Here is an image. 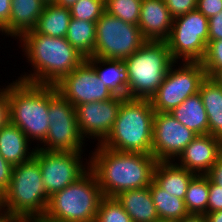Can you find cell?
<instances>
[{"label":"cell","mask_w":222,"mask_h":222,"mask_svg":"<svg viewBox=\"0 0 222 222\" xmlns=\"http://www.w3.org/2000/svg\"><path fill=\"white\" fill-rule=\"evenodd\" d=\"M88 156L93 172L104 196L115 197L121 192L149 187L158 162L152 155L121 152L96 144Z\"/></svg>","instance_id":"1"},{"label":"cell","mask_w":222,"mask_h":222,"mask_svg":"<svg viewBox=\"0 0 222 222\" xmlns=\"http://www.w3.org/2000/svg\"><path fill=\"white\" fill-rule=\"evenodd\" d=\"M18 40L28 60L26 62L33 67L29 73L20 74V81L55 85L86 59L66 37L45 36L33 29L25 32Z\"/></svg>","instance_id":"2"},{"label":"cell","mask_w":222,"mask_h":222,"mask_svg":"<svg viewBox=\"0 0 222 222\" xmlns=\"http://www.w3.org/2000/svg\"><path fill=\"white\" fill-rule=\"evenodd\" d=\"M48 202L39 162L32 157L13 166L10 186L1 197L2 213L13 222H39Z\"/></svg>","instance_id":"3"},{"label":"cell","mask_w":222,"mask_h":222,"mask_svg":"<svg viewBox=\"0 0 222 222\" xmlns=\"http://www.w3.org/2000/svg\"><path fill=\"white\" fill-rule=\"evenodd\" d=\"M154 113L150 99L125 98L110 134L100 145L152 155Z\"/></svg>","instance_id":"4"},{"label":"cell","mask_w":222,"mask_h":222,"mask_svg":"<svg viewBox=\"0 0 222 222\" xmlns=\"http://www.w3.org/2000/svg\"><path fill=\"white\" fill-rule=\"evenodd\" d=\"M8 99L10 122L24 132L30 143L41 146L50 126L49 85L16 79L8 83Z\"/></svg>","instance_id":"5"},{"label":"cell","mask_w":222,"mask_h":222,"mask_svg":"<svg viewBox=\"0 0 222 222\" xmlns=\"http://www.w3.org/2000/svg\"><path fill=\"white\" fill-rule=\"evenodd\" d=\"M103 197L95 175L88 169L49 198L46 213L39 222H95Z\"/></svg>","instance_id":"6"},{"label":"cell","mask_w":222,"mask_h":222,"mask_svg":"<svg viewBox=\"0 0 222 222\" xmlns=\"http://www.w3.org/2000/svg\"><path fill=\"white\" fill-rule=\"evenodd\" d=\"M124 62L129 76L128 98L150 99L175 61L166 41H146Z\"/></svg>","instance_id":"7"},{"label":"cell","mask_w":222,"mask_h":222,"mask_svg":"<svg viewBox=\"0 0 222 222\" xmlns=\"http://www.w3.org/2000/svg\"><path fill=\"white\" fill-rule=\"evenodd\" d=\"M48 119L49 130L42 146L47 151L85 152V139L82 137L76 118L75 107L49 85Z\"/></svg>","instance_id":"8"},{"label":"cell","mask_w":222,"mask_h":222,"mask_svg":"<svg viewBox=\"0 0 222 222\" xmlns=\"http://www.w3.org/2000/svg\"><path fill=\"white\" fill-rule=\"evenodd\" d=\"M209 41V19L197 9L174 18L166 40L174 61L201 62Z\"/></svg>","instance_id":"9"},{"label":"cell","mask_w":222,"mask_h":222,"mask_svg":"<svg viewBox=\"0 0 222 222\" xmlns=\"http://www.w3.org/2000/svg\"><path fill=\"white\" fill-rule=\"evenodd\" d=\"M146 42L138 25L124 22L106 11L96 21L92 57L125 60Z\"/></svg>","instance_id":"10"},{"label":"cell","mask_w":222,"mask_h":222,"mask_svg":"<svg viewBox=\"0 0 222 222\" xmlns=\"http://www.w3.org/2000/svg\"><path fill=\"white\" fill-rule=\"evenodd\" d=\"M205 78L206 73L201 62L175 61L162 85L150 98L152 108L155 112L170 113L189 96L197 94Z\"/></svg>","instance_id":"11"},{"label":"cell","mask_w":222,"mask_h":222,"mask_svg":"<svg viewBox=\"0 0 222 222\" xmlns=\"http://www.w3.org/2000/svg\"><path fill=\"white\" fill-rule=\"evenodd\" d=\"M82 154L84 153L35 149L33 157L39 162L46 195L49 198L75 182L89 169V160L84 158V162Z\"/></svg>","instance_id":"12"},{"label":"cell","mask_w":222,"mask_h":222,"mask_svg":"<svg viewBox=\"0 0 222 222\" xmlns=\"http://www.w3.org/2000/svg\"><path fill=\"white\" fill-rule=\"evenodd\" d=\"M54 86L74 107L87 102L105 101L114 96L86 59Z\"/></svg>","instance_id":"13"},{"label":"cell","mask_w":222,"mask_h":222,"mask_svg":"<svg viewBox=\"0 0 222 222\" xmlns=\"http://www.w3.org/2000/svg\"><path fill=\"white\" fill-rule=\"evenodd\" d=\"M196 136L170 113L155 112L152 156L157 161H175Z\"/></svg>","instance_id":"14"},{"label":"cell","mask_w":222,"mask_h":222,"mask_svg":"<svg viewBox=\"0 0 222 222\" xmlns=\"http://www.w3.org/2000/svg\"><path fill=\"white\" fill-rule=\"evenodd\" d=\"M125 97L113 96L100 102H87L75 106L76 118L82 137L101 144L110 134Z\"/></svg>","instance_id":"15"},{"label":"cell","mask_w":222,"mask_h":222,"mask_svg":"<svg viewBox=\"0 0 222 222\" xmlns=\"http://www.w3.org/2000/svg\"><path fill=\"white\" fill-rule=\"evenodd\" d=\"M221 155L222 140L202 134L185 147L175 162L195 175H206Z\"/></svg>","instance_id":"16"},{"label":"cell","mask_w":222,"mask_h":222,"mask_svg":"<svg viewBox=\"0 0 222 222\" xmlns=\"http://www.w3.org/2000/svg\"><path fill=\"white\" fill-rule=\"evenodd\" d=\"M173 20L164 0H142L138 27L146 41H166Z\"/></svg>","instance_id":"17"},{"label":"cell","mask_w":222,"mask_h":222,"mask_svg":"<svg viewBox=\"0 0 222 222\" xmlns=\"http://www.w3.org/2000/svg\"><path fill=\"white\" fill-rule=\"evenodd\" d=\"M44 6L42 0H11L9 23L1 30L2 36L15 37L16 40L25 32L33 30Z\"/></svg>","instance_id":"18"},{"label":"cell","mask_w":222,"mask_h":222,"mask_svg":"<svg viewBox=\"0 0 222 222\" xmlns=\"http://www.w3.org/2000/svg\"><path fill=\"white\" fill-rule=\"evenodd\" d=\"M29 142L24 132L11 122L0 129V155L12 166L27 162L34 156L36 145L32 148Z\"/></svg>","instance_id":"19"},{"label":"cell","mask_w":222,"mask_h":222,"mask_svg":"<svg viewBox=\"0 0 222 222\" xmlns=\"http://www.w3.org/2000/svg\"><path fill=\"white\" fill-rule=\"evenodd\" d=\"M98 78L115 96L128 98V70L123 60L87 57ZM103 67V68H102Z\"/></svg>","instance_id":"20"},{"label":"cell","mask_w":222,"mask_h":222,"mask_svg":"<svg viewBox=\"0 0 222 222\" xmlns=\"http://www.w3.org/2000/svg\"><path fill=\"white\" fill-rule=\"evenodd\" d=\"M194 173L179 166L175 161H158L153 175V181L172 196L183 199Z\"/></svg>","instance_id":"21"},{"label":"cell","mask_w":222,"mask_h":222,"mask_svg":"<svg viewBox=\"0 0 222 222\" xmlns=\"http://www.w3.org/2000/svg\"><path fill=\"white\" fill-rule=\"evenodd\" d=\"M115 198L132 222H155L159 219L149 187L127 190Z\"/></svg>","instance_id":"22"},{"label":"cell","mask_w":222,"mask_h":222,"mask_svg":"<svg viewBox=\"0 0 222 222\" xmlns=\"http://www.w3.org/2000/svg\"><path fill=\"white\" fill-rule=\"evenodd\" d=\"M199 94L208 117V134L222 140V87L206 76L201 82Z\"/></svg>","instance_id":"23"},{"label":"cell","mask_w":222,"mask_h":222,"mask_svg":"<svg viewBox=\"0 0 222 222\" xmlns=\"http://www.w3.org/2000/svg\"><path fill=\"white\" fill-rule=\"evenodd\" d=\"M170 114L197 135L209 133L208 117L199 92L189 96Z\"/></svg>","instance_id":"24"},{"label":"cell","mask_w":222,"mask_h":222,"mask_svg":"<svg viewBox=\"0 0 222 222\" xmlns=\"http://www.w3.org/2000/svg\"><path fill=\"white\" fill-rule=\"evenodd\" d=\"M71 19L70 9L54 3L45 4L34 30L45 36L66 37Z\"/></svg>","instance_id":"25"},{"label":"cell","mask_w":222,"mask_h":222,"mask_svg":"<svg viewBox=\"0 0 222 222\" xmlns=\"http://www.w3.org/2000/svg\"><path fill=\"white\" fill-rule=\"evenodd\" d=\"M66 40L84 57L93 56L96 41V22L71 17Z\"/></svg>","instance_id":"26"},{"label":"cell","mask_w":222,"mask_h":222,"mask_svg":"<svg viewBox=\"0 0 222 222\" xmlns=\"http://www.w3.org/2000/svg\"><path fill=\"white\" fill-rule=\"evenodd\" d=\"M149 188L159 219L179 221L189 215L183 199L172 196L154 181Z\"/></svg>","instance_id":"27"},{"label":"cell","mask_w":222,"mask_h":222,"mask_svg":"<svg viewBox=\"0 0 222 222\" xmlns=\"http://www.w3.org/2000/svg\"><path fill=\"white\" fill-rule=\"evenodd\" d=\"M209 199V178L195 175L188 184L185 194V206L189 214L205 215Z\"/></svg>","instance_id":"28"},{"label":"cell","mask_w":222,"mask_h":222,"mask_svg":"<svg viewBox=\"0 0 222 222\" xmlns=\"http://www.w3.org/2000/svg\"><path fill=\"white\" fill-rule=\"evenodd\" d=\"M142 0H105V11L124 22L138 25Z\"/></svg>","instance_id":"29"},{"label":"cell","mask_w":222,"mask_h":222,"mask_svg":"<svg viewBox=\"0 0 222 222\" xmlns=\"http://www.w3.org/2000/svg\"><path fill=\"white\" fill-rule=\"evenodd\" d=\"M95 222H132V219L115 197L104 196L100 202Z\"/></svg>","instance_id":"30"},{"label":"cell","mask_w":222,"mask_h":222,"mask_svg":"<svg viewBox=\"0 0 222 222\" xmlns=\"http://www.w3.org/2000/svg\"><path fill=\"white\" fill-rule=\"evenodd\" d=\"M105 12V0H78L71 8V17L96 22Z\"/></svg>","instance_id":"31"},{"label":"cell","mask_w":222,"mask_h":222,"mask_svg":"<svg viewBox=\"0 0 222 222\" xmlns=\"http://www.w3.org/2000/svg\"><path fill=\"white\" fill-rule=\"evenodd\" d=\"M201 63L207 77H211L222 68V40L208 41L206 53Z\"/></svg>","instance_id":"32"},{"label":"cell","mask_w":222,"mask_h":222,"mask_svg":"<svg viewBox=\"0 0 222 222\" xmlns=\"http://www.w3.org/2000/svg\"><path fill=\"white\" fill-rule=\"evenodd\" d=\"M173 18L185 15L197 7V0H164Z\"/></svg>","instance_id":"33"},{"label":"cell","mask_w":222,"mask_h":222,"mask_svg":"<svg viewBox=\"0 0 222 222\" xmlns=\"http://www.w3.org/2000/svg\"><path fill=\"white\" fill-rule=\"evenodd\" d=\"M222 210V188L209 180V199L207 213Z\"/></svg>","instance_id":"34"},{"label":"cell","mask_w":222,"mask_h":222,"mask_svg":"<svg viewBox=\"0 0 222 222\" xmlns=\"http://www.w3.org/2000/svg\"><path fill=\"white\" fill-rule=\"evenodd\" d=\"M196 9L209 19L222 11V0H197Z\"/></svg>","instance_id":"35"},{"label":"cell","mask_w":222,"mask_h":222,"mask_svg":"<svg viewBox=\"0 0 222 222\" xmlns=\"http://www.w3.org/2000/svg\"><path fill=\"white\" fill-rule=\"evenodd\" d=\"M13 166L0 155V197L8 190Z\"/></svg>","instance_id":"36"},{"label":"cell","mask_w":222,"mask_h":222,"mask_svg":"<svg viewBox=\"0 0 222 222\" xmlns=\"http://www.w3.org/2000/svg\"><path fill=\"white\" fill-rule=\"evenodd\" d=\"M4 87L0 86V129L10 122L8 85Z\"/></svg>","instance_id":"37"},{"label":"cell","mask_w":222,"mask_h":222,"mask_svg":"<svg viewBox=\"0 0 222 222\" xmlns=\"http://www.w3.org/2000/svg\"><path fill=\"white\" fill-rule=\"evenodd\" d=\"M222 40V11L209 18V41Z\"/></svg>","instance_id":"38"},{"label":"cell","mask_w":222,"mask_h":222,"mask_svg":"<svg viewBox=\"0 0 222 222\" xmlns=\"http://www.w3.org/2000/svg\"><path fill=\"white\" fill-rule=\"evenodd\" d=\"M209 180L222 188V155L217 159L215 164L210 168L206 174Z\"/></svg>","instance_id":"39"},{"label":"cell","mask_w":222,"mask_h":222,"mask_svg":"<svg viewBox=\"0 0 222 222\" xmlns=\"http://www.w3.org/2000/svg\"><path fill=\"white\" fill-rule=\"evenodd\" d=\"M11 0H0V31L9 23Z\"/></svg>","instance_id":"40"},{"label":"cell","mask_w":222,"mask_h":222,"mask_svg":"<svg viewBox=\"0 0 222 222\" xmlns=\"http://www.w3.org/2000/svg\"><path fill=\"white\" fill-rule=\"evenodd\" d=\"M177 222H208L206 215L189 214Z\"/></svg>","instance_id":"41"},{"label":"cell","mask_w":222,"mask_h":222,"mask_svg":"<svg viewBox=\"0 0 222 222\" xmlns=\"http://www.w3.org/2000/svg\"><path fill=\"white\" fill-rule=\"evenodd\" d=\"M208 222H222V210L206 213Z\"/></svg>","instance_id":"42"},{"label":"cell","mask_w":222,"mask_h":222,"mask_svg":"<svg viewBox=\"0 0 222 222\" xmlns=\"http://www.w3.org/2000/svg\"><path fill=\"white\" fill-rule=\"evenodd\" d=\"M78 0H55L54 4L70 9Z\"/></svg>","instance_id":"43"},{"label":"cell","mask_w":222,"mask_h":222,"mask_svg":"<svg viewBox=\"0 0 222 222\" xmlns=\"http://www.w3.org/2000/svg\"><path fill=\"white\" fill-rule=\"evenodd\" d=\"M211 78L222 87V68L217 70Z\"/></svg>","instance_id":"44"},{"label":"cell","mask_w":222,"mask_h":222,"mask_svg":"<svg viewBox=\"0 0 222 222\" xmlns=\"http://www.w3.org/2000/svg\"><path fill=\"white\" fill-rule=\"evenodd\" d=\"M0 222H13L7 218L3 213L0 215Z\"/></svg>","instance_id":"45"},{"label":"cell","mask_w":222,"mask_h":222,"mask_svg":"<svg viewBox=\"0 0 222 222\" xmlns=\"http://www.w3.org/2000/svg\"><path fill=\"white\" fill-rule=\"evenodd\" d=\"M155 222H177L176 220L158 219Z\"/></svg>","instance_id":"46"},{"label":"cell","mask_w":222,"mask_h":222,"mask_svg":"<svg viewBox=\"0 0 222 222\" xmlns=\"http://www.w3.org/2000/svg\"><path fill=\"white\" fill-rule=\"evenodd\" d=\"M45 4L54 3L55 0H42Z\"/></svg>","instance_id":"47"},{"label":"cell","mask_w":222,"mask_h":222,"mask_svg":"<svg viewBox=\"0 0 222 222\" xmlns=\"http://www.w3.org/2000/svg\"><path fill=\"white\" fill-rule=\"evenodd\" d=\"M2 214L1 197H0V215Z\"/></svg>","instance_id":"48"}]
</instances>
